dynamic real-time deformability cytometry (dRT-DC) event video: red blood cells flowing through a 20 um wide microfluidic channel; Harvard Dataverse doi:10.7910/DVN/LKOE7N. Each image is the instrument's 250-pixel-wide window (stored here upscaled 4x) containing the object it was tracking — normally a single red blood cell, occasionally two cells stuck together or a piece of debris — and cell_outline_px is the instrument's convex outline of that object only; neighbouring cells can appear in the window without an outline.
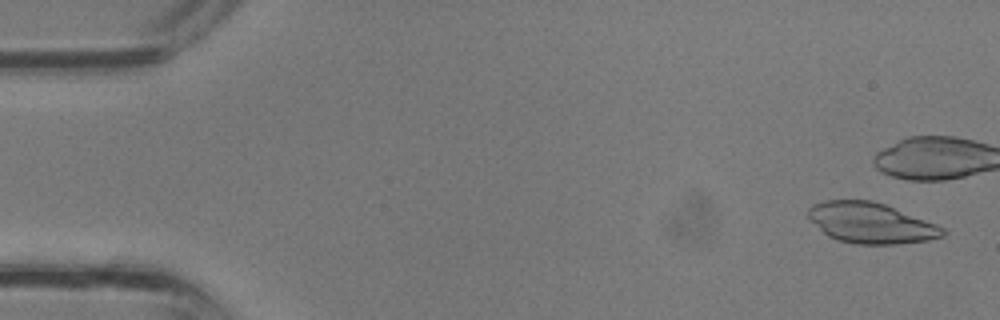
{"species": "common noctule bat (a hibernating species)", "species_latin": "Nyctalus noctula", "temperature_condition": "room temperature", "stored_images_in_passage": 35, "camera_frame_rate_fps": 3000, "um_per_image_px": 0.085, "animal": {"sex": "male", "body_mass_g": 13.3}, "frame": {"image": 1, "passage_image": 2, "time_ms": 0.333, "image_size_px": [1000, 320], "cell_outline_px": [[948, 232], [944, 236], [928, 240], [896, 244], [856, 244], [836, 240], [828, 236], [808, 216], [808, 208], [812, 204], [824, 200], [872, 200], [884, 204], [936, 224], [944, 228]], "centroid_in_image_um": [74.03, 18.95], "position_along_channel_um": 11.0, "area_um2": 31.67}}